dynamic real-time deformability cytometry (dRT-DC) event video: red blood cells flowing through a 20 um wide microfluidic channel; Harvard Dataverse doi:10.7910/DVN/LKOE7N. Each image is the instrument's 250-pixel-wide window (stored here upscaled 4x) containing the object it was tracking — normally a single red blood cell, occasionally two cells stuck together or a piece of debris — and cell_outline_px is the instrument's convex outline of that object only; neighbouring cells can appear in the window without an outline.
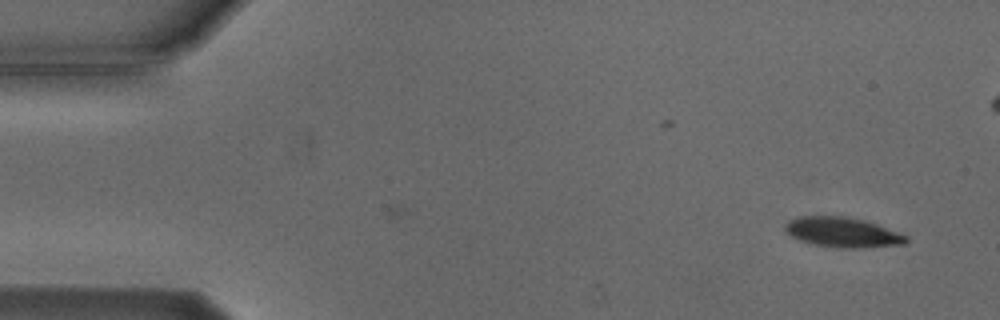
{"species": "Egyptian fruit bat (a non-hibernating species)", "species_latin": "Rousettus aegyptiacus", "temperature_condition": "cold", "stored_images_in_passage": 8, "camera_frame_rate_fps": 3000, "um_per_image_px": 0.085, "animal": {"sex": "male"}, "frame": {"image": 1, "passage_image": 1, "time_ms": 0.0, "image_size_px": [1000, 320], "cell_outline_px": [[908, 244], [860, 248], [836, 248], [812, 244], [800, 240], [792, 236], [784, 228], [788, 220], [800, 216], [844, 216], [864, 220], [876, 224], [908, 236]], "centroid_in_image_um": [71.64, 19.75], "position_along_channel_um": 13.4, "area_um2": 21.15}}
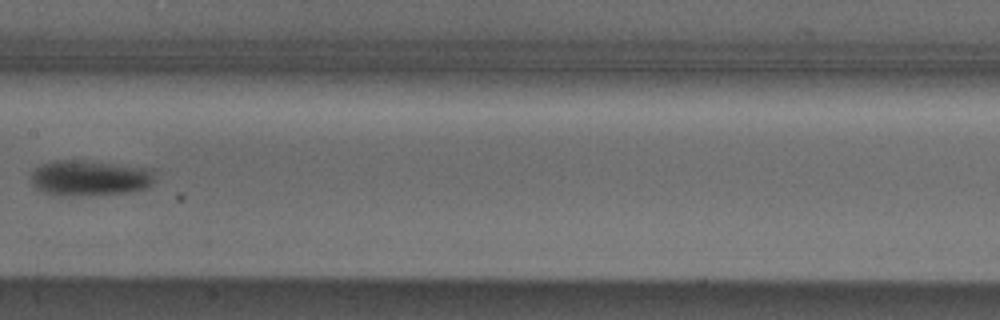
{"frame": {"image": 2, "passage_image": 7, "time_ms": 8.0, "image_size_px": [1000, 320], "cell_outline_px": [[156, 172], [152, 184], [148, 188], [124, 192], [60, 196], [36, 188], [32, 184], [32, 172], [40, 164], [52, 160], [84, 160], [156, 168]], "centroid_in_image_um": [7.69, 15.09], "position_along_channel_um": 199.7, "area_um2": 25.78}}
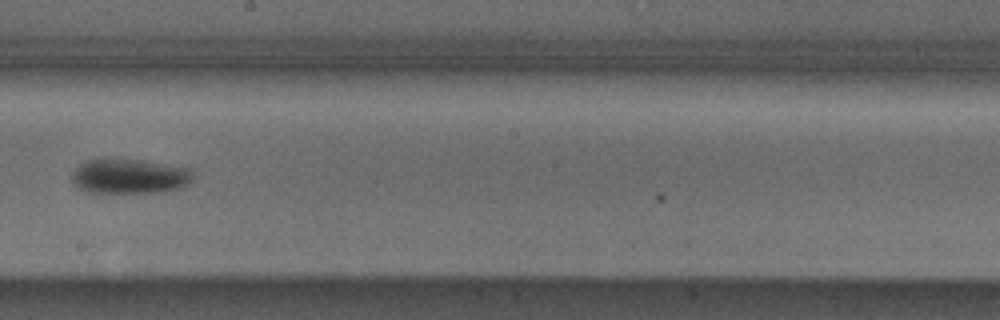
{"frame": {"image": 3, "passage_image": 8, "time_ms": 9.0, "image_size_px": [1000, 320], "cell_outline_px": [[192, 180], [184, 188], [160, 192], [88, 192], [76, 188], [72, 184], [72, 172], [80, 164], [88, 160], [100, 156], [108, 156], [140, 160], [188, 168], [192, 176]], "centroid_in_image_um": [10.93, 14.96], "position_along_channel_um": 237.3, "area_um2": 25.14}}